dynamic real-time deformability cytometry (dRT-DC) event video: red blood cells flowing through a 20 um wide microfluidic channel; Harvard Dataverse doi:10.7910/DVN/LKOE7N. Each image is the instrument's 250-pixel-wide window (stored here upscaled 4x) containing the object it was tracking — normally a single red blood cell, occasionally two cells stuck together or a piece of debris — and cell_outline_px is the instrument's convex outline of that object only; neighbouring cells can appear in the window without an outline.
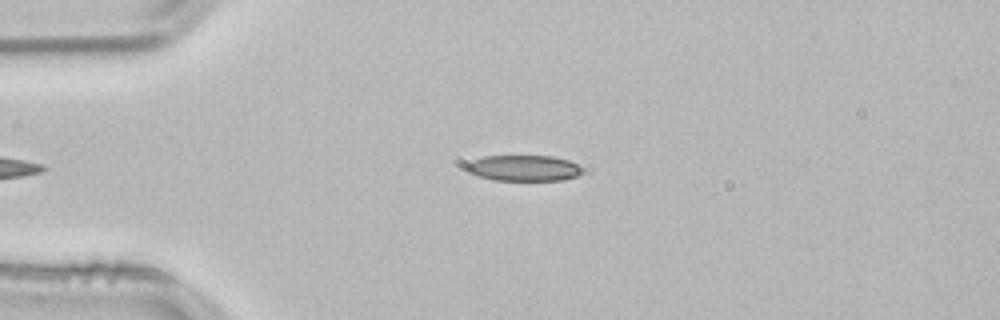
{"species": "common noctule bat (a hibernating species)", "species_latin": "Nyctalus noctula", "temperature_condition": "room temperature", "stored_images_in_passage": 38, "camera_frame_rate_fps": 3000, "um_per_image_px": 0.085, "animal": {"sex": "male", "body_mass_g": 21.5, "forearm_length_mm": 52.0}, "frame": {"image": 1, "passage_image": 2, "time_ms": 0.333, "image_size_px": [1000, 320], "cell_outline_px": [[584, 172], [576, 176], [564, 180], [492, 180], [468, 172], [464, 168], [464, 164], [472, 160], [484, 156], [552, 156], [568, 160], [584, 168]], "centroid_in_image_um": [44.5, 14.29], "position_along_channel_um": 40.5, "area_um2": 17.63}}
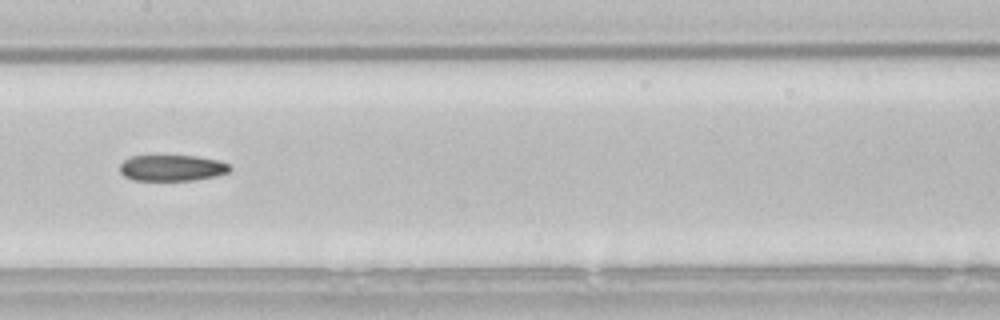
{"frame": {"image": 2, "passage_image": 16, "time_ms": 5.0, "image_size_px": [1000, 320], "cell_outline_px": [[232, 168], [228, 172], [216, 176], [192, 180], [132, 180], [124, 176], [120, 172], [120, 164], [128, 156], [196, 156], [220, 160], [228, 164]], "centroid_in_image_um": [14.61, 14.27], "position_along_channel_um": 192.8, "area_um2": 16.76}}
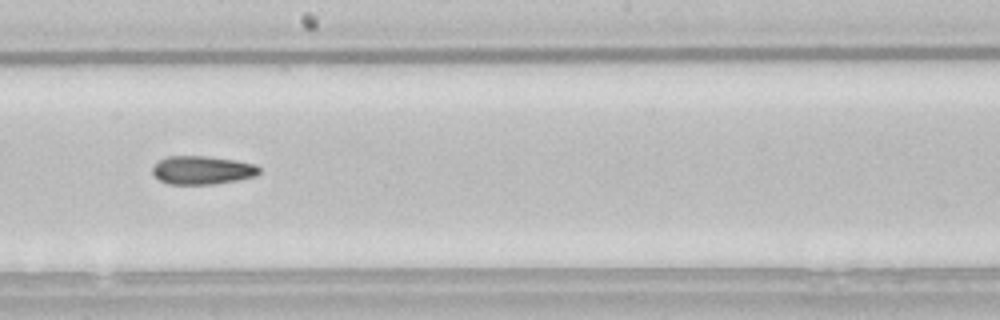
{"frame": {"image": 3, "passage_image": 19, "time_ms": 6.0, "image_size_px": [1000, 320], "cell_outline_px": [[260, 172], [256, 176], [236, 180], [212, 184], [168, 184], [160, 180], [152, 172], [152, 168], [160, 160], [168, 156], [208, 156], [236, 160], [256, 164], [260, 168]], "centroid_in_image_um": [17.22, 14.45], "position_along_channel_um": 231.0, "area_um2": 17.63}}